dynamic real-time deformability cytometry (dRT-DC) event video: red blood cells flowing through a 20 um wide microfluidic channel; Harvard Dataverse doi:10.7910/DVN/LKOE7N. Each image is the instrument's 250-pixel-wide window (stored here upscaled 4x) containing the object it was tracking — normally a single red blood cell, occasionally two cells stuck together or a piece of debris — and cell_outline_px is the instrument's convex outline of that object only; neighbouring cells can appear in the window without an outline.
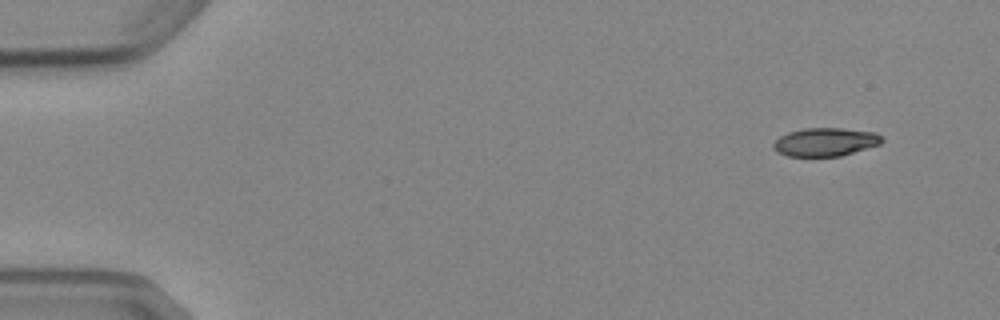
{"species": "Egyptian fruit bat (a non-hibernating species)", "species_latin": "Rousettus aegyptiacus", "temperature_condition": "cold", "stored_images_in_passage": 6, "camera_frame_rate_fps": 3000, "um_per_image_px": 0.085, "animal": {"sex": "female"}, "frame": {"image": 1, "passage_image": 1, "time_ms": 0.0, "image_size_px": [1000, 320], "cell_outline_px": [[884, 140], [880, 144], [840, 156], [788, 156], [776, 152], [772, 148], [772, 144], [780, 136], [788, 132], [804, 128], [840, 128], [876, 132]], "centroid_in_image_um": [70.12, 12.06], "position_along_channel_um": 14.9, "area_um2": 17.92}}
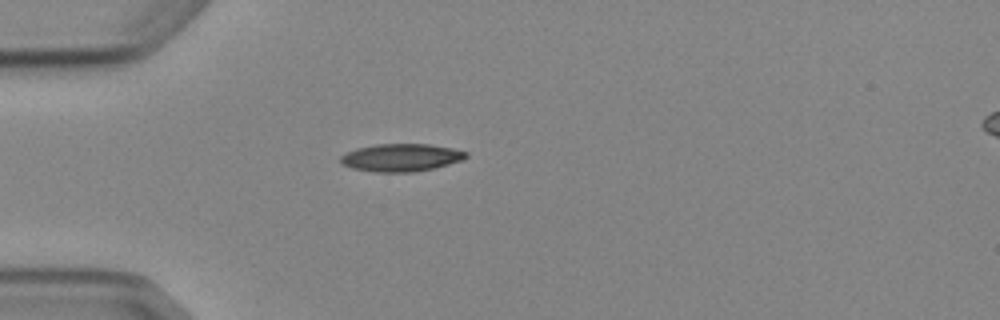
{"frame": {"image": 2, "passage_image": 4, "time_ms": 3.667, "image_size_px": [1000, 320], "cell_outline_px": [[468, 156], [464, 160], [432, 168], [412, 172], [376, 172], [352, 168], [340, 164], [340, 156], [356, 148], [376, 144], [428, 144], [452, 148], [468, 152]], "centroid_in_image_um": [34.09, 13.39], "position_along_channel_um": 50.9, "area_um2": 20.23}}
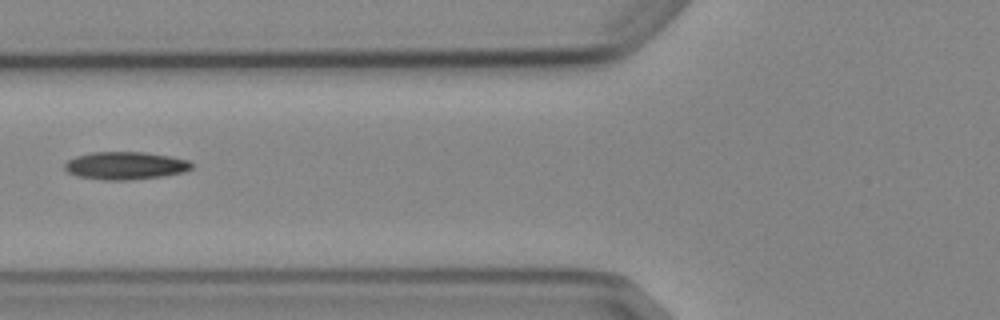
{"frame": {"image": 3, "passage_image": 6, "time_ms": 5.667, "image_size_px": [1000, 320], "cell_outline_px": [[192, 168], [184, 172], [164, 176], [132, 180], [104, 180], [80, 176], [68, 172], [64, 168], [64, 164], [68, 160], [76, 156], [92, 152], [144, 152], [168, 156], [188, 160], [192, 164]], "centroid_in_image_um": [10.66, 14.08], "position_along_channel_um": 115.1, "area_um2": 20.46}}